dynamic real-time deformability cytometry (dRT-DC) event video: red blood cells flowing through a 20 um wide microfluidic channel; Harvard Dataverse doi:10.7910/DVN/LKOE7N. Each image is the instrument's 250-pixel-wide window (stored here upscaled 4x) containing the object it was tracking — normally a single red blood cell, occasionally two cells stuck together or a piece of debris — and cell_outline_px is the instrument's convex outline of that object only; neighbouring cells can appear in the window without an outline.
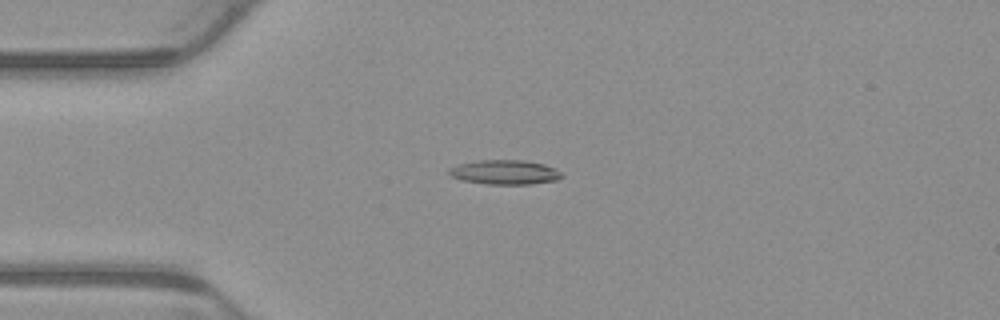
{"species": "common noctule bat (a hibernating species)", "species_latin": "Nyctalus noctula", "temperature_condition": "warm", "stored_images_in_passage": 6, "camera_frame_rate_fps": 3000, "um_per_image_px": 0.085, "animal": {"sex": "male", "body_mass_g": 23.1, "forearm_length_mm": 52.7}, "frame": {"image": 1, "passage_image": 4, "time_ms": 1.0, "image_size_px": [1000, 320], "cell_outline_px": [[564, 176], [556, 180], [532, 184], [488, 184], [460, 180], [448, 176], [448, 168], [456, 164], [476, 160], [524, 160], [544, 164], [560, 172]], "centroid_in_image_um": [42.83, 14.63], "position_along_channel_um": 42.2, "area_um2": 16.24}}
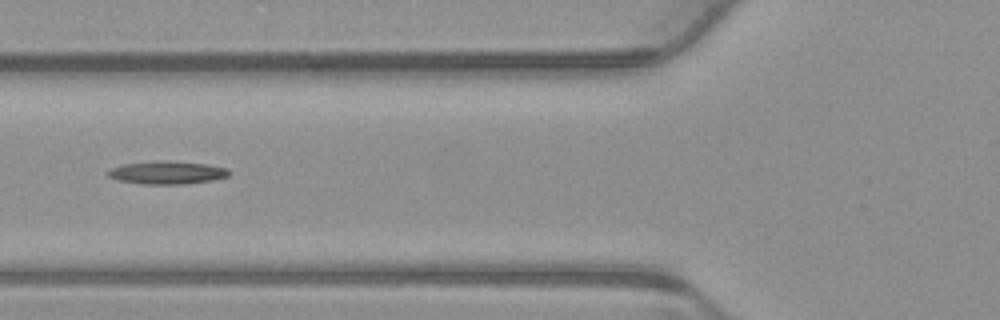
{"frame": {"image": 2, "passage_image": 6, "time_ms": 1.667, "image_size_px": [1000, 320], "cell_outline_px": [[228, 176], [212, 180], [184, 184], [144, 184], [116, 180], [108, 176], [104, 172], [112, 168], [124, 164], [208, 164], [228, 168]], "centroid_in_image_um": [14.18, 14.74], "position_along_channel_um": 111.6, "area_um2": 14.97}}